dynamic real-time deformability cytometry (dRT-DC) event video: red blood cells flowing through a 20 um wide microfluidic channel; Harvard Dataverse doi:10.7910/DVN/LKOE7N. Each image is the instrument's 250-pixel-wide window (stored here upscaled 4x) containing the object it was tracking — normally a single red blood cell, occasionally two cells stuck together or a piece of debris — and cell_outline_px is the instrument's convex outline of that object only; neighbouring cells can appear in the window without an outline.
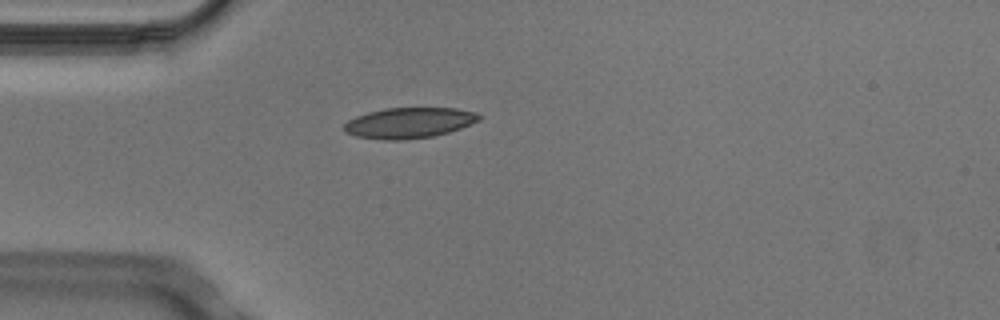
{"species": "Egyptian fruit bat (a non-hibernating species)", "species_latin": "Rousettus aegyptiacus", "temperature_condition": "cold", "stored_images_in_passage": 2, "camera_frame_rate_fps": 3000, "um_per_image_px": 0.085, "animal": {"sex": "male"}, "frame": {"image": 1, "passage_image": 1, "time_ms": 0.0, "image_size_px": [1000, 320], "cell_outline_px": [[484, 116], [480, 120], [460, 128], [448, 132], [432, 136], [404, 140], [384, 140], [356, 136], [344, 132], [344, 124], [348, 120], [356, 116], [368, 112], [384, 108], [456, 108], [476, 112]], "centroid_in_image_um": [34.78, 10.44], "position_along_channel_um": 50.2, "area_um2": 24.16}}